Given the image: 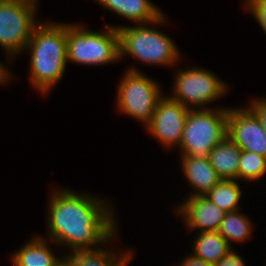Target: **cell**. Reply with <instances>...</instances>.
Returning <instances> with one entry per match:
<instances>
[{"mask_svg": "<svg viewBox=\"0 0 266 266\" xmlns=\"http://www.w3.org/2000/svg\"><path fill=\"white\" fill-rule=\"evenodd\" d=\"M51 192L47 207L51 243L66 246L72 253L101 249L117 238L116 216L108 200L68 188Z\"/></svg>", "mask_w": 266, "mask_h": 266, "instance_id": "6da1fadb", "label": "cell"}, {"mask_svg": "<svg viewBox=\"0 0 266 266\" xmlns=\"http://www.w3.org/2000/svg\"><path fill=\"white\" fill-rule=\"evenodd\" d=\"M25 53L30 52V84L40 94H49L62 79L67 60V24L39 23L33 30Z\"/></svg>", "mask_w": 266, "mask_h": 266, "instance_id": "7a4b0ae2", "label": "cell"}, {"mask_svg": "<svg viewBox=\"0 0 266 266\" xmlns=\"http://www.w3.org/2000/svg\"><path fill=\"white\" fill-rule=\"evenodd\" d=\"M166 17L164 14L157 21L136 26L113 25L119 35L120 60L129 55L147 65L173 67L177 64L180 60V49L170 35L167 36L156 28V25L168 23Z\"/></svg>", "mask_w": 266, "mask_h": 266, "instance_id": "3957f363", "label": "cell"}, {"mask_svg": "<svg viewBox=\"0 0 266 266\" xmlns=\"http://www.w3.org/2000/svg\"><path fill=\"white\" fill-rule=\"evenodd\" d=\"M67 60L88 67L120 62L117 28L106 25L102 32H95L67 23Z\"/></svg>", "mask_w": 266, "mask_h": 266, "instance_id": "277c9868", "label": "cell"}, {"mask_svg": "<svg viewBox=\"0 0 266 266\" xmlns=\"http://www.w3.org/2000/svg\"><path fill=\"white\" fill-rule=\"evenodd\" d=\"M229 107L189 110L180 156L208 157L210 151L227 137Z\"/></svg>", "mask_w": 266, "mask_h": 266, "instance_id": "5b68a950", "label": "cell"}, {"mask_svg": "<svg viewBox=\"0 0 266 266\" xmlns=\"http://www.w3.org/2000/svg\"><path fill=\"white\" fill-rule=\"evenodd\" d=\"M117 89L115 99L118 111L147 126L156 105L164 96L159 83L131 66L120 79Z\"/></svg>", "mask_w": 266, "mask_h": 266, "instance_id": "8992f818", "label": "cell"}, {"mask_svg": "<svg viewBox=\"0 0 266 266\" xmlns=\"http://www.w3.org/2000/svg\"><path fill=\"white\" fill-rule=\"evenodd\" d=\"M177 71L173 77L174 94L168 96L189 110L211 109L207 105L227 93L228 85L209 70L192 67Z\"/></svg>", "mask_w": 266, "mask_h": 266, "instance_id": "52a82bcc", "label": "cell"}, {"mask_svg": "<svg viewBox=\"0 0 266 266\" xmlns=\"http://www.w3.org/2000/svg\"><path fill=\"white\" fill-rule=\"evenodd\" d=\"M37 15V7L31 4L0 0V46L7 61L12 62L26 49L34 28L40 23Z\"/></svg>", "mask_w": 266, "mask_h": 266, "instance_id": "ba28073f", "label": "cell"}, {"mask_svg": "<svg viewBox=\"0 0 266 266\" xmlns=\"http://www.w3.org/2000/svg\"><path fill=\"white\" fill-rule=\"evenodd\" d=\"M189 109L169 96H163L156 105L151 121L145 127L164 148L179 146Z\"/></svg>", "mask_w": 266, "mask_h": 266, "instance_id": "9c48e42d", "label": "cell"}, {"mask_svg": "<svg viewBox=\"0 0 266 266\" xmlns=\"http://www.w3.org/2000/svg\"><path fill=\"white\" fill-rule=\"evenodd\" d=\"M227 137L241 150L266 157V131L248 106L229 108Z\"/></svg>", "mask_w": 266, "mask_h": 266, "instance_id": "30bf717a", "label": "cell"}, {"mask_svg": "<svg viewBox=\"0 0 266 266\" xmlns=\"http://www.w3.org/2000/svg\"><path fill=\"white\" fill-rule=\"evenodd\" d=\"M183 201L176 207V214L181 216L190 231L197 229L199 232L219 230L226 214L224 210L212 203L206 196L187 197Z\"/></svg>", "mask_w": 266, "mask_h": 266, "instance_id": "8fae6325", "label": "cell"}, {"mask_svg": "<svg viewBox=\"0 0 266 266\" xmlns=\"http://www.w3.org/2000/svg\"><path fill=\"white\" fill-rule=\"evenodd\" d=\"M184 176L192 187L190 196H204L222 179L210 164L208 157L181 156Z\"/></svg>", "mask_w": 266, "mask_h": 266, "instance_id": "7c38bea8", "label": "cell"}, {"mask_svg": "<svg viewBox=\"0 0 266 266\" xmlns=\"http://www.w3.org/2000/svg\"><path fill=\"white\" fill-rule=\"evenodd\" d=\"M105 10L127 18L137 24H149L165 13L149 0H96Z\"/></svg>", "mask_w": 266, "mask_h": 266, "instance_id": "4fadbf2b", "label": "cell"}, {"mask_svg": "<svg viewBox=\"0 0 266 266\" xmlns=\"http://www.w3.org/2000/svg\"><path fill=\"white\" fill-rule=\"evenodd\" d=\"M33 237L17 251L15 250L11 256L12 266H54L60 259V256L57 257L51 251L50 245L47 244L50 242L45 237Z\"/></svg>", "mask_w": 266, "mask_h": 266, "instance_id": "5bb4252c", "label": "cell"}, {"mask_svg": "<svg viewBox=\"0 0 266 266\" xmlns=\"http://www.w3.org/2000/svg\"><path fill=\"white\" fill-rule=\"evenodd\" d=\"M241 149L228 137L209 153L210 164L222 180H238Z\"/></svg>", "mask_w": 266, "mask_h": 266, "instance_id": "9a60e30c", "label": "cell"}, {"mask_svg": "<svg viewBox=\"0 0 266 266\" xmlns=\"http://www.w3.org/2000/svg\"><path fill=\"white\" fill-rule=\"evenodd\" d=\"M69 254V255H68ZM66 254L74 266H127L132 260L133 251L128 249L117 253L108 248L97 250L73 251Z\"/></svg>", "mask_w": 266, "mask_h": 266, "instance_id": "2e32d148", "label": "cell"}, {"mask_svg": "<svg viewBox=\"0 0 266 266\" xmlns=\"http://www.w3.org/2000/svg\"><path fill=\"white\" fill-rule=\"evenodd\" d=\"M193 241L191 254L212 265L226 256L232 247L218 231L199 232Z\"/></svg>", "mask_w": 266, "mask_h": 266, "instance_id": "e0dca14e", "label": "cell"}, {"mask_svg": "<svg viewBox=\"0 0 266 266\" xmlns=\"http://www.w3.org/2000/svg\"><path fill=\"white\" fill-rule=\"evenodd\" d=\"M236 210L225 214L218 232L231 247L234 242H246L252 236L253 224L248 216Z\"/></svg>", "mask_w": 266, "mask_h": 266, "instance_id": "ac0fdd59", "label": "cell"}, {"mask_svg": "<svg viewBox=\"0 0 266 266\" xmlns=\"http://www.w3.org/2000/svg\"><path fill=\"white\" fill-rule=\"evenodd\" d=\"M239 184L237 180H221L204 196L226 213L239 210L243 194Z\"/></svg>", "mask_w": 266, "mask_h": 266, "instance_id": "d6986e66", "label": "cell"}, {"mask_svg": "<svg viewBox=\"0 0 266 266\" xmlns=\"http://www.w3.org/2000/svg\"><path fill=\"white\" fill-rule=\"evenodd\" d=\"M266 175V157L241 150L238 180L255 182Z\"/></svg>", "mask_w": 266, "mask_h": 266, "instance_id": "ffe728a7", "label": "cell"}, {"mask_svg": "<svg viewBox=\"0 0 266 266\" xmlns=\"http://www.w3.org/2000/svg\"><path fill=\"white\" fill-rule=\"evenodd\" d=\"M244 3L266 34V0H244Z\"/></svg>", "mask_w": 266, "mask_h": 266, "instance_id": "44dd1931", "label": "cell"}, {"mask_svg": "<svg viewBox=\"0 0 266 266\" xmlns=\"http://www.w3.org/2000/svg\"><path fill=\"white\" fill-rule=\"evenodd\" d=\"M248 107L256 114L262 128L266 131V98L252 99Z\"/></svg>", "mask_w": 266, "mask_h": 266, "instance_id": "7402d4cb", "label": "cell"}, {"mask_svg": "<svg viewBox=\"0 0 266 266\" xmlns=\"http://www.w3.org/2000/svg\"><path fill=\"white\" fill-rule=\"evenodd\" d=\"M213 266H245L243 258L234 252L232 248L230 252L216 262Z\"/></svg>", "mask_w": 266, "mask_h": 266, "instance_id": "603a6c76", "label": "cell"}, {"mask_svg": "<svg viewBox=\"0 0 266 266\" xmlns=\"http://www.w3.org/2000/svg\"><path fill=\"white\" fill-rule=\"evenodd\" d=\"M181 264H177V266H213L212 264L194 257L193 255H187L182 262H180Z\"/></svg>", "mask_w": 266, "mask_h": 266, "instance_id": "cb8c5ba5", "label": "cell"}, {"mask_svg": "<svg viewBox=\"0 0 266 266\" xmlns=\"http://www.w3.org/2000/svg\"><path fill=\"white\" fill-rule=\"evenodd\" d=\"M7 67L8 66H5L0 61V85H6L7 83L9 84L11 82V77L13 80V76L11 75L10 71L8 70L9 68Z\"/></svg>", "mask_w": 266, "mask_h": 266, "instance_id": "d4e9b609", "label": "cell"}, {"mask_svg": "<svg viewBox=\"0 0 266 266\" xmlns=\"http://www.w3.org/2000/svg\"><path fill=\"white\" fill-rule=\"evenodd\" d=\"M54 266H74L72 260L64 254L62 258H60Z\"/></svg>", "mask_w": 266, "mask_h": 266, "instance_id": "484cf974", "label": "cell"}, {"mask_svg": "<svg viewBox=\"0 0 266 266\" xmlns=\"http://www.w3.org/2000/svg\"><path fill=\"white\" fill-rule=\"evenodd\" d=\"M13 1H18V2H24V3H27V4H31V5H33V6L37 7V8H38V5H39V4H37L38 0H13Z\"/></svg>", "mask_w": 266, "mask_h": 266, "instance_id": "4316f807", "label": "cell"}]
</instances>
